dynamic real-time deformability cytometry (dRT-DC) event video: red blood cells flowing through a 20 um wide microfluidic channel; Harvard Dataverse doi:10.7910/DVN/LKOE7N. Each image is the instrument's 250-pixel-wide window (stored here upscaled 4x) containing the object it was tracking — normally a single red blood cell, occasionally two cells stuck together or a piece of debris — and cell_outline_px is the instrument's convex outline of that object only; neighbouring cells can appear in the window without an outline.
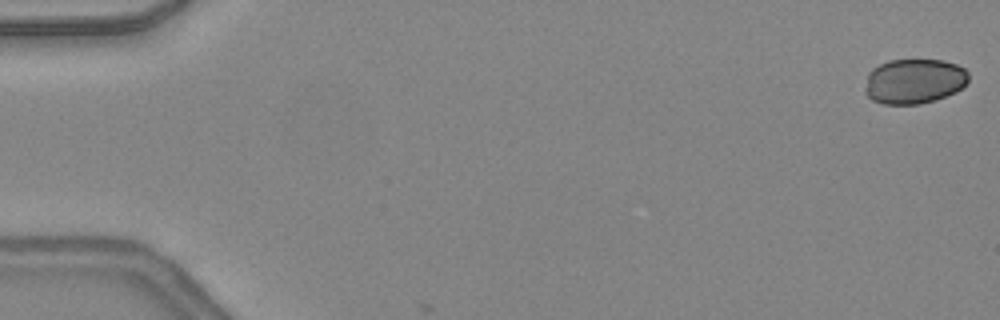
{"species": "common noctule bat (a hibernating species)", "species_latin": "Nyctalus noctula", "temperature_condition": "warm", "stored_images_in_passage": 4, "camera_frame_rate_fps": 3000, "um_per_image_px": 0.085, "animal": {"sex": "female", "body_mass_g": 24.6, "forearm_length_mm": 56.2}, "frame": {"image": 1, "passage_image": 1, "time_ms": 0.0, "image_size_px": [1000, 320], "cell_outline_px": [[968, 80], [956, 92], [936, 100], [920, 104], [884, 104], [872, 100], [864, 92], [868, 72], [872, 68], [888, 60], [944, 60], [956, 64], [964, 68], [968, 72]], "centroid_in_image_um": [77.68, 6.9], "position_along_channel_um": 7.3, "area_um2": 27.28}}